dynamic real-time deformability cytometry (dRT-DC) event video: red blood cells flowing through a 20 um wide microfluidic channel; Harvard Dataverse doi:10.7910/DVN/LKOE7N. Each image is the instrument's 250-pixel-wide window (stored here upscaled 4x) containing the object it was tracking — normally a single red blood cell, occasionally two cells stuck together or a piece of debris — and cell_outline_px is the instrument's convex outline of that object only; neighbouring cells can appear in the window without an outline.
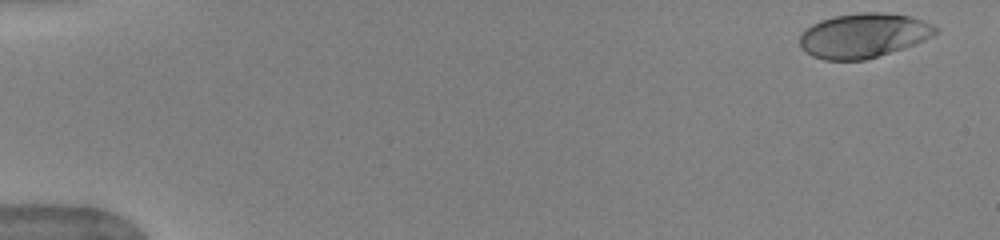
{"species": "human", "species_latin": "Homo sapiens", "temperature_condition": "warm", "stored_images_in_passage": 19, "camera_frame_rate_fps": 3000, "um_per_image_px": 0.085, "donor": {"sex": "female"}, "frame": {"image": 1, "passage_image": 1, "time_ms": 0.0, "image_size_px": [1000, 240], "cell_outline_px": [[940, 32], [924, 40], [864, 60], [824, 60], [812, 56], [800, 48], [800, 36], [812, 24], [820, 20], [836, 16], [860, 12], [884, 12], [912, 16], [924, 20], [940, 28]], "centroid_in_image_um": [73.41, 3.0], "position_along_channel_um": 11.6, "area_um2": 35.08}}
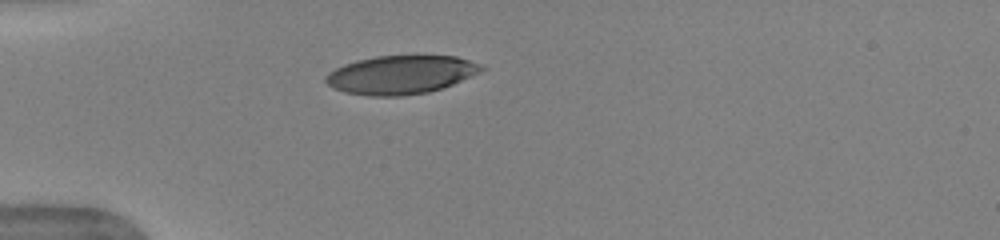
{"frame": {"image": 2, "passage_image": 10, "time_ms": 3.0, "image_size_px": [1000, 240], "cell_outline_px": [[488, 68], [480, 72], [452, 84], [428, 92], [404, 96], [368, 96], [344, 92], [332, 88], [324, 80], [324, 76], [328, 72], [344, 64], [356, 60], [376, 56], [456, 56], [480, 64]], "centroid_in_image_um": [34.03, 6.36], "position_along_channel_um": 51.0, "area_um2": 34.97}}
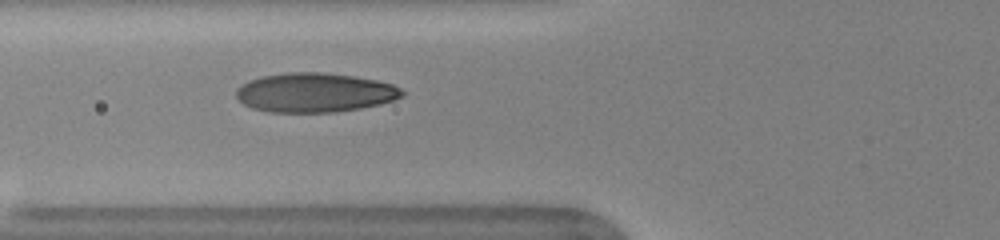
{"frame": {"image": 3, "passage_image": 13, "time_ms": 4.0, "image_size_px": [1000, 240], "cell_outline_px": [[404, 96], [380, 104], [360, 108], [332, 112], [272, 112], [252, 108], [244, 104], [236, 96], [236, 88], [248, 80], [264, 76], [288, 72], [320, 72], [356, 76], [376, 80], [392, 84], [400, 88], [404, 92]], "centroid_in_image_um": [26.75, 7.86], "position_along_channel_um": 99.0, "area_um2": 37.92}}